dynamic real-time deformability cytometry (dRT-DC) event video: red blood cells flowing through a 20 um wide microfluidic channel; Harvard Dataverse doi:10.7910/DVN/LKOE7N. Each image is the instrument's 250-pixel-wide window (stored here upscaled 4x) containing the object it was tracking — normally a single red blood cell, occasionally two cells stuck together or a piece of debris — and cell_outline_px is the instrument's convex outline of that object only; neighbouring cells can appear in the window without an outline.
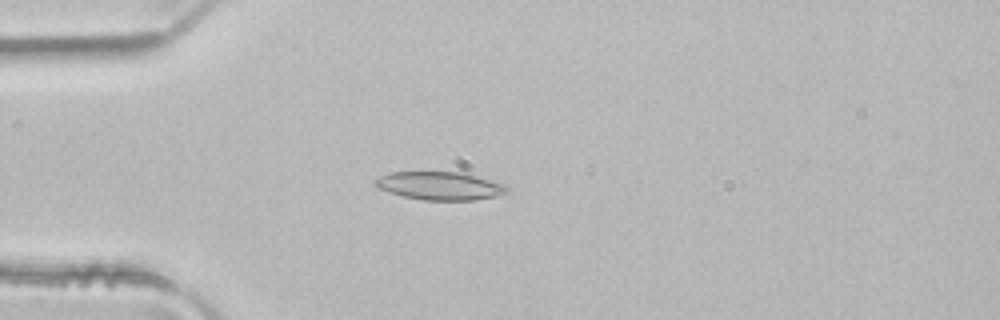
{"species": "common noctule bat (a hibernating species)", "species_latin": "Nyctalus noctula", "temperature_condition": "room temperature", "stored_images_in_passage": 3, "camera_frame_rate_fps": 3000, "um_per_image_px": 0.085, "animal": {"sex": "male", "body_mass_g": 21.5, "forearm_length_mm": 52.0}, "frame": {"image": 1, "passage_image": 3, "time_ms": 0.667, "image_size_px": [1000, 320], "cell_outline_px": [[508, 192], [476, 200], [424, 200], [404, 196], [380, 188], [372, 184], [372, 180], [380, 176], [392, 172], [464, 172], [508, 184]], "centroid_in_image_um": [37.43, 15.78], "position_along_channel_um": 47.6, "area_um2": 21.68}}